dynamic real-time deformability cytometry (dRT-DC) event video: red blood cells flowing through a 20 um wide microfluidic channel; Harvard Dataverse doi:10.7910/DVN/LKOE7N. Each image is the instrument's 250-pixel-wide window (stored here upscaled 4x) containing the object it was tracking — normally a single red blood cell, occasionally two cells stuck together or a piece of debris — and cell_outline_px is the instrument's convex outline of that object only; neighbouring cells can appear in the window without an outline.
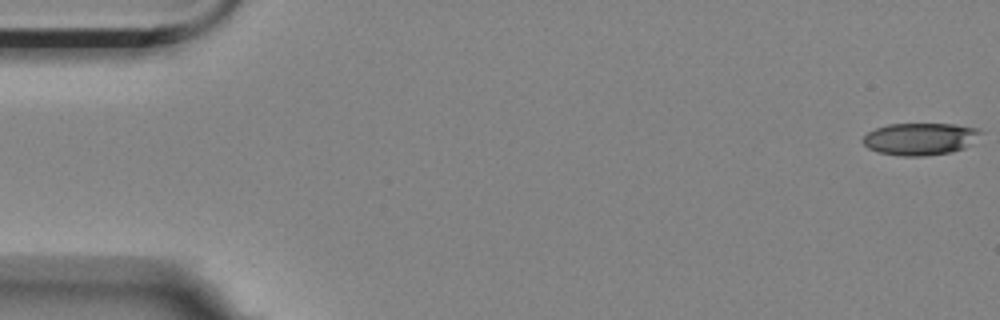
{"species": "Egyptian fruit bat (a non-hibernating species)", "species_latin": "Rousettus aegyptiacus", "temperature_condition": "room temperature", "stored_images_in_passage": 22, "camera_frame_rate_fps": 3000, "um_per_image_px": 0.085, "animal": {"sex": "female"}, "frame": {"image": 1, "passage_image": 1, "time_ms": 0.0, "image_size_px": [1000, 320], "cell_outline_px": [[984, 132], [964, 148], [952, 152], [924, 156], [904, 156], [876, 152], [868, 148], [860, 140], [868, 132], [876, 128], [888, 124], [956, 124], [980, 128]], "centroid_in_image_um": [78.21, 11.8], "position_along_channel_um": 6.8, "area_um2": 22.25}}
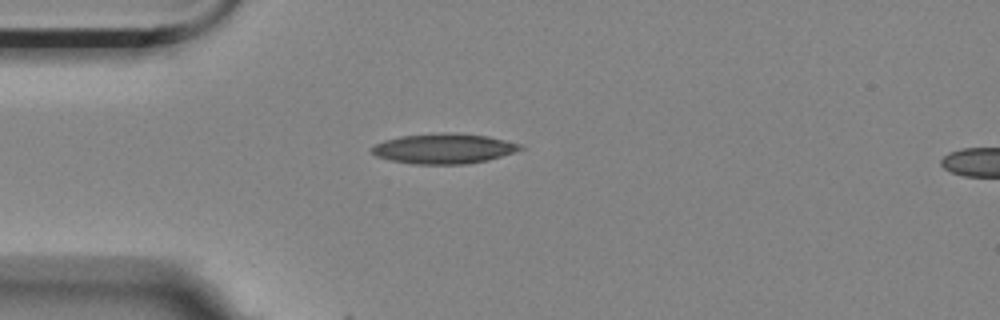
{"frame": {"image": 2, "passage_image": 15, "time_ms": 4.667, "image_size_px": [1000, 320], "cell_outline_px": [[524, 148], [516, 152], [488, 160], [468, 164], [412, 164], [392, 160], [376, 156], [372, 152], [372, 148], [376, 144], [384, 140], [400, 136], [444, 132], [488, 136], [520, 144]], "centroid_in_image_um": [37.74, 12.63], "position_along_channel_um": 47.3, "area_um2": 25.95}}
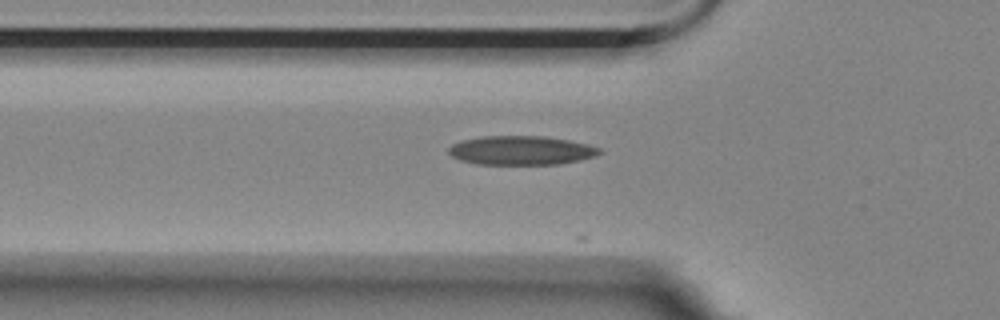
{"frame": {"image": 3, "passage_image": 19, "time_ms": 6.0, "image_size_px": [1000, 320], "cell_outline_px": [[604, 152], [596, 156], [580, 160], [560, 164], [476, 164], [460, 160], [452, 156], [448, 152], [448, 148], [452, 144], [460, 140], [480, 136], [544, 136], [568, 140], [588, 144], [600, 148]], "centroid_in_image_um": [44.3, 12.78], "position_along_channel_um": 81.5, "area_um2": 25.72}}